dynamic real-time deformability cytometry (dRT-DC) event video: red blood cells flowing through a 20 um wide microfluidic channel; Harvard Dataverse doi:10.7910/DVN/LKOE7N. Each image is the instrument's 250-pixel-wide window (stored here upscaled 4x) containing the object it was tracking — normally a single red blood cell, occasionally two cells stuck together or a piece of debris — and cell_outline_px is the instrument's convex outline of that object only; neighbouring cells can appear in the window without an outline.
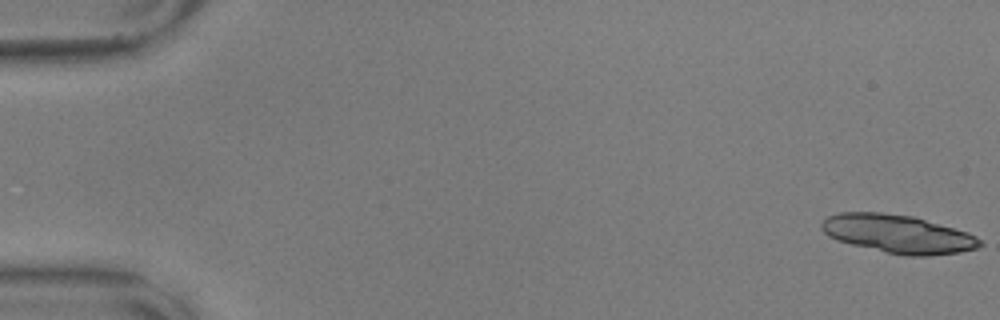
{"species": "common noctule bat (a hibernating species)", "species_latin": "Nyctalus noctula", "temperature_condition": "warm", "stored_images_in_passage": 30, "camera_frame_rate_fps": 3000, "um_per_image_px": 0.085, "animal": {"sex": "male", "body_mass_g": 17.9, "forearm_length_mm": 54.2}, "frame": {"image": 1, "passage_image": 1, "time_ms": 0.0, "image_size_px": [1000, 320], "cell_outline_px": [[984, 244], [976, 248], [960, 252], [928, 256], [904, 256], [852, 244], [836, 240], [828, 236], [820, 228], [820, 224], [828, 216], [840, 212], [884, 212], [912, 216], [968, 232], [976, 236]], "centroid_in_image_um": [76.32, 19.88], "position_along_channel_um": 8.7, "area_um2": 35.32}}
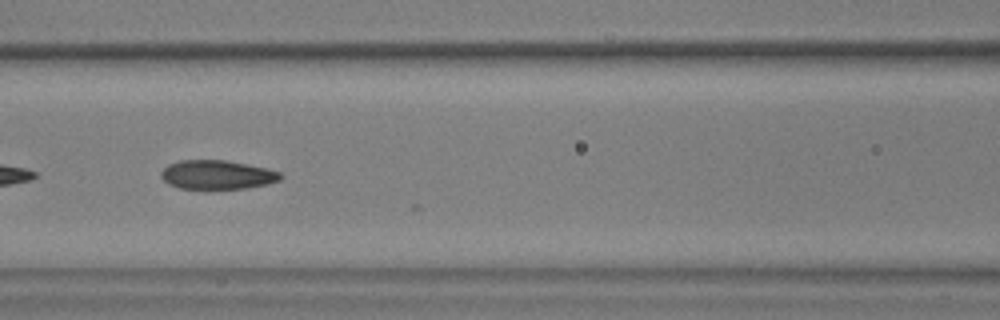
{"frame": {"image": 2, "passage_image": 26, "time_ms": 8.333, "image_size_px": [1000, 320], "cell_outline_px": [[284, 176], [280, 180], [268, 184], [248, 188], [180, 188], [168, 184], [160, 176], [160, 172], [168, 164], [180, 160], [224, 160], [264, 168], [280, 172]], "centroid_in_image_um": [18.44, 14.85], "position_along_channel_um": 148.2, "area_um2": 20.0}}